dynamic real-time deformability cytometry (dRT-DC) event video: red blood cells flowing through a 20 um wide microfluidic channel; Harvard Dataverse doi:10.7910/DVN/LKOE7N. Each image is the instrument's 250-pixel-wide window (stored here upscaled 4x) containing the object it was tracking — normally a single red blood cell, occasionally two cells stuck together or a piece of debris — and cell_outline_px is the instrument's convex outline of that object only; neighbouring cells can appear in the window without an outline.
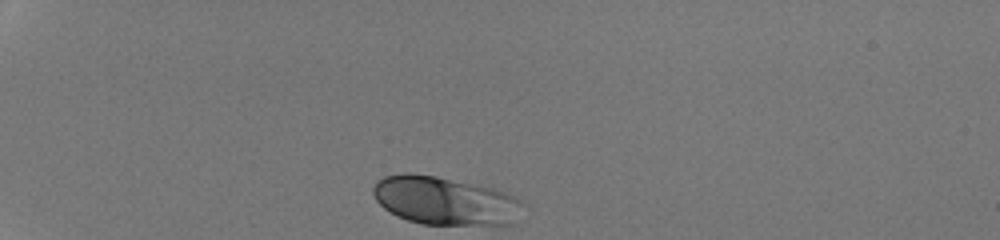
{"species": "human", "species_latin": "Homo sapiens", "temperature_condition": "room temperature", "stored_images_in_passage": 31, "camera_frame_rate_fps": 3000, "um_per_image_px": 0.085, "donor": {"sex": "male"}, "frame": {"image": 1, "passage_image": 1, "time_ms": 0.0, "image_size_px": [1000, 240], "cell_outline_px": [[524, 204], [516, 224], [420, 224], [396, 216], [384, 208], [376, 200], [372, 192], [372, 188], [376, 180], [384, 176], [404, 172], [408, 172], [436, 176], [480, 184], [496, 188], [520, 200]], "centroid_in_image_um": [37.81, 17.04], "position_along_channel_um": 47.2, "area_um2": 42.6}}
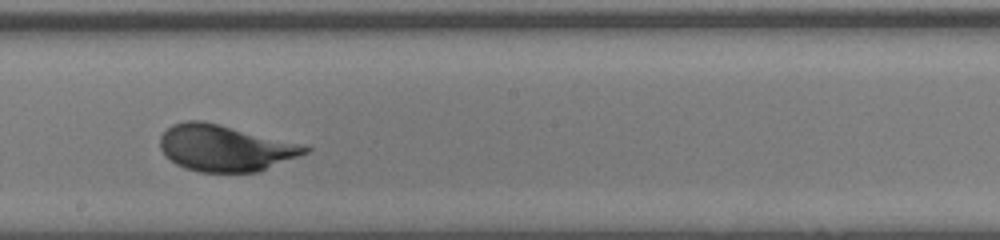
{"frame": {"image": 2, "passage_image": 18, "time_ms": 5.667, "image_size_px": [1000, 240], "cell_outline_px": [[312, 148], [308, 152], [256, 172], [200, 172], [184, 168], [176, 164], [164, 156], [160, 148], [160, 136], [172, 124], [184, 120], [200, 120], [220, 124], [308, 144]], "centroid_in_image_um": [19.14, 12.56], "position_along_channel_um": 229.1, "area_um2": 39.54}}
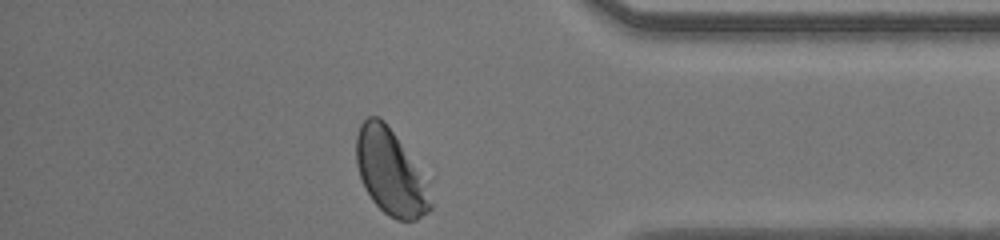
{"frame": {"image": 3, "passage_image": 31, "time_ms": 10.0, "image_size_px": [1000, 240], "cell_outline_px": [[436, 176], [432, 208], [428, 212], [416, 220], [396, 220], [388, 216], [372, 200], [364, 188], [356, 164], [356, 136], [360, 124], [368, 116], [380, 116], [384, 120]], "centroid_in_image_um": [33.4, 14.6], "position_along_channel_um": 401.8, "area_um2": 40.4}, "authors_computed_cell_mechanics": {"area_um2": 39.2462, "velocity_mm_per_s": 4.2608, "shape_relaxation_time_tau1_ms": 2.3212, "shape_relaxation_time_tau2_ms": null, "deformation_change_tau1": 0.1361, "deformation_change_tau2": null}}